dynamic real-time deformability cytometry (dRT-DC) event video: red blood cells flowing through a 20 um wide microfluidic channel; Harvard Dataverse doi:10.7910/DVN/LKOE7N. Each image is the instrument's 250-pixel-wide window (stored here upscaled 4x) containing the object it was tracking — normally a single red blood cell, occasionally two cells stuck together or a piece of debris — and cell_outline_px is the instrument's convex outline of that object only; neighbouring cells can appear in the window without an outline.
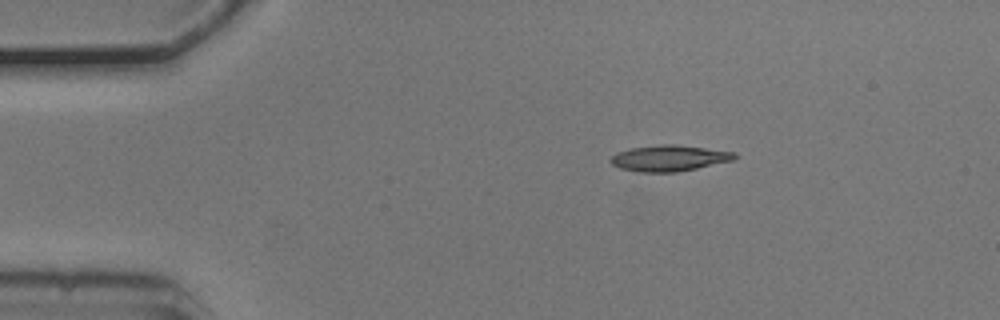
{"species": "common noctule bat (a hibernating species)", "species_latin": "Nyctalus noctula", "temperature_condition": "cold", "stored_images_in_passage": 46, "camera_frame_rate_fps": 3000, "um_per_image_px": 0.085, "animal": {"sex": "male", "body_mass_g": 20.5, "forearm_length_mm": 52.5}, "frame": {"image": 1, "passage_image": 1, "time_ms": 0.0, "image_size_px": [1000, 320], "cell_outline_px": [[736, 156], [732, 160], [696, 168], [676, 172], [636, 172], [620, 168], [612, 164], [608, 160], [616, 152], [632, 148], [660, 144], [672, 144], [736, 152]], "centroid_in_image_um": [56.82, 13.44], "position_along_channel_um": 28.2, "area_um2": 18.61}}
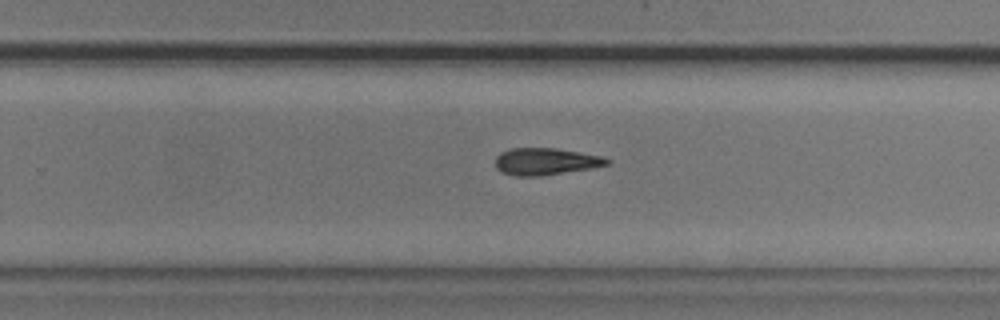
{"frame": {"image": 2, "passage_image": 26, "time_ms": 8.333, "image_size_px": [1000, 320], "cell_outline_px": [[612, 164], [592, 168], [540, 176], [516, 176], [500, 172], [496, 168], [496, 156], [500, 152], [508, 148], [556, 148], [580, 152], [600, 156], [612, 160]], "centroid_in_image_um": [46.38, 13.72], "position_along_channel_um": 283.4, "area_um2": 17.74}}
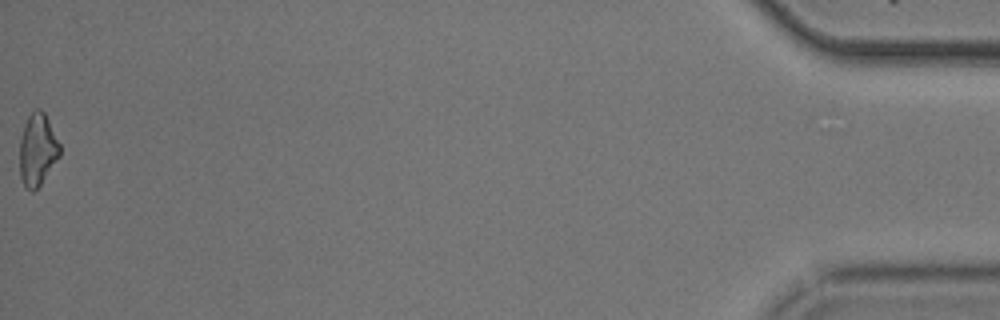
{"frame": {"image": 3, "passage_image": 46, "time_ms": 15.0, "image_size_px": [1000, 320], "cell_outline_px": [[60, 156], [40, 184], [32, 192], [24, 188], [20, 176], [20, 140], [24, 124], [28, 116], [36, 108], [40, 108], [44, 112], [60, 144]], "centroid_in_image_um": [3.18, 12.73], "position_along_channel_um": 432.0, "area_um2": 16.82}, "authors_computed_cell_mechanics": {"area_um2": 17.8602, "velocity_mm_per_s": 3.7302, "shape_relaxation_time_tau1_ms": 7.8374, "shape_relaxation_time_tau2_ms": null, "deformation_change_tau1": 0.1872, "deformation_change_tau2": null}}